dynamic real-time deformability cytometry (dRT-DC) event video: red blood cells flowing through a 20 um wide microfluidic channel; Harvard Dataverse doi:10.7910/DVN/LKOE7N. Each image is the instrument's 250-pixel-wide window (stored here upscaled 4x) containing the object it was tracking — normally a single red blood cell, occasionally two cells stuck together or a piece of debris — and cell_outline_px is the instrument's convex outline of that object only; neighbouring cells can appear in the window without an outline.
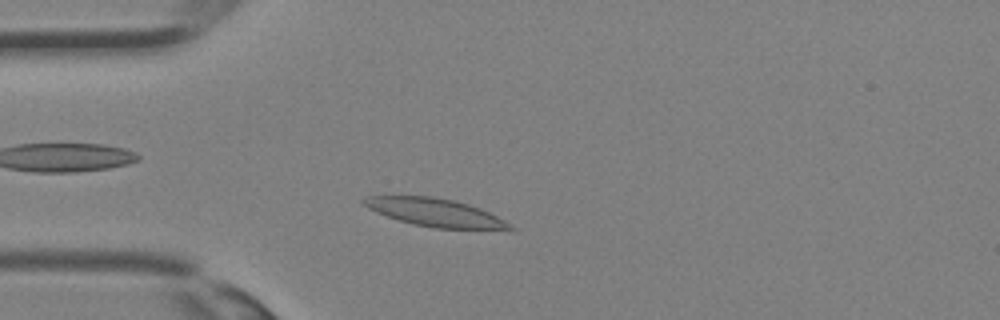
{"species": "Egyptian fruit bat (a non-hibernating species)", "species_latin": "Rousettus aegyptiacus", "temperature_condition": "room temperature", "stored_images_in_passage": 31, "camera_frame_rate_fps": 3000, "um_per_image_px": 0.085, "animal": {"sex": "female"}, "frame": {"image": 1, "passage_image": 5, "time_ms": 1.333, "image_size_px": [1000, 320], "cell_outline_px": [[516, 228], [512, 232], [436, 228], [412, 224], [376, 212], [368, 208], [360, 200], [368, 196], [432, 196], [456, 200], [480, 208], [504, 220]], "centroid_in_image_um": [37.13, 18.1], "position_along_channel_um": 47.9, "area_um2": 24.45}}
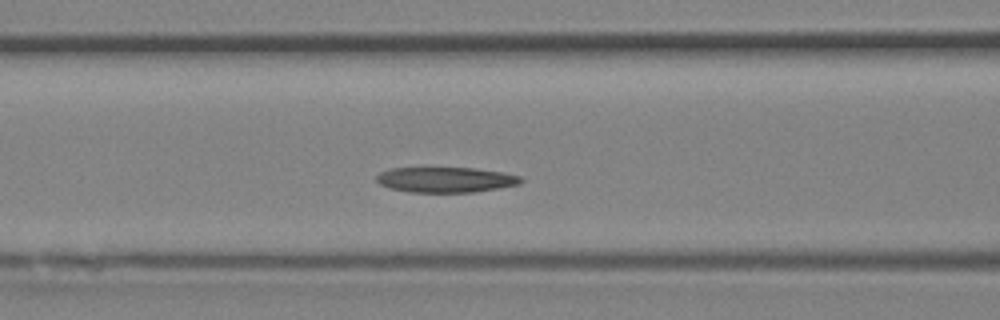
{"frame": {"image": 2, "passage_image": 10, "time_ms": 3.0, "image_size_px": [1000, 320], "cell_outline_px": [[524, 180], [520, 184], [472, 192], [408, 192], [392, 188], [380, 184], [376, 180], [376, 176], [380, 172], [388, 168], [472, 168], [504, 172], [520, 176]], "centroid_in_image_um": [37.88, 15.27], "position_along_channel_um": 128.7, "area_um2": 21.21}}
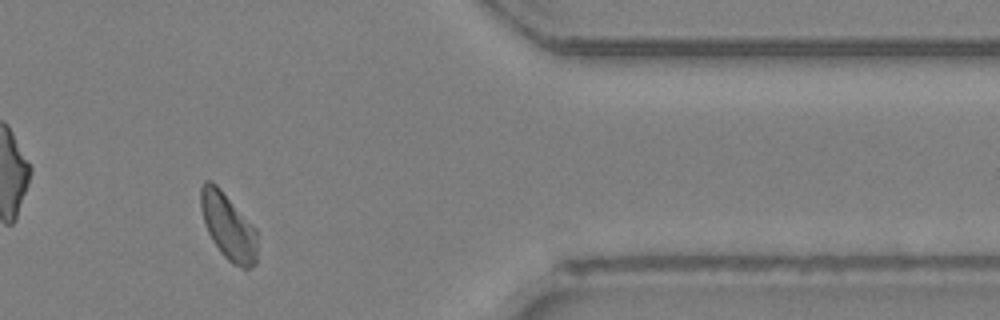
{"frame": {"image": 3, "passage_image": 25, "time_ms": 8.0, "image_size_px": [1000, 320], "cell_outline_px": [[256, 264], [248, 268], [244, 268], [232, 264], [220, 252], [212, 240], [208, 232], [200, 208], [200, 188], [204, 180], [212, 180], [220, 188], [256, 228]], "centroid_in_image_um": [19.38, 19.23], "position_along_channel_um": 392.0, "area_um2": 21.85}}